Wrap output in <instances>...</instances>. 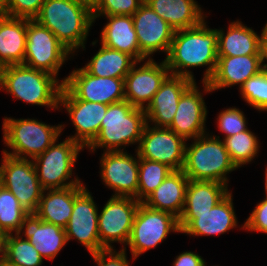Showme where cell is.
I'll return each instance as SVG.
<instances>
[{
  "mask_svg": "<svg viewBox=\"0 0 267 266\" xmlns=\"http://www.w3.org/2000/svg\"><path fill=\"white\" fill-rule=\"evenodd\" d=\"M205 20L192 28L175 30L170 49L164 59L171 75L183 76L195 81L192 67L208 66L202 82L214 75L218 60L217 29H210Z\"/></svg>",
  "mask_w": 267,
  "mask_h": 266,
  "instance_id": "cell-1",
  "label": "cell"
},
{
  "mask_svg": "<svg viewBox=\"0 0 267 266\" xmlns=\"http://www.w3.org/2000/svg\"><path fill=\"white\" fill-rule=\"evenodd\" d=\"M35 20L48 28L74 55L85 50L94 20L92 9L76 0H45Z\"/></svg>",
  "mask_w": 267,
  "mask_h": 266,
  "instance_id": "cell-2",
  "label": "cell"
},
{
  "mask_svg": "<svg viewBox=\"0 0 267 266\" xmlns=\"http://www.w3.org/2000/svg\"><path fill=\"white\" fill-rule=\"evenodd\" d=\"M57 78L24 64L8 65L0 72V90H5L22 102L59 110L63 83Z\"/></svg>",
  "mask_w": 267,
  "mask_h": 266,
  "instance_id": "cell-3",
  "label": "cell"
},
{
  "mask_svg": "<svg viewBox=\"0 0 267 266\" xmlns=\"http://www.w3.org/2000/svg\"><path fill=\"white\" fill-rule=\"evenodd\" d=\"M146 124L144 109L134 107L126 100L109 104L98 135L86 148L91 152L97 148L124 151L126 145H139Z\"/></svg>",
  "mask_w": 267,
  "mask_h": 266,
  "instance_id": "cell-4",
  "label": "cell"
},
{
  "mask_svg": "<svg viewBox=\"0 0 267 266\" xmlns=\"http://www.w3.org/2000/svg\"><path fill=\"white\" fill-rule=\"evenodd\" d=\"M185 146L184 174L189 180L215 181L228 186L227 174L238 169L232 162L220 136L209 132Z\"/></svg>",
  "mask_w": 267,
  "mask_h": 266,
  "instance_id": "cell-5",
  "label": "cell"
},
{
  "mask_svg": "<svg viewBox=\"0 0 267 266\" xmlns=\"http://www.w3.org/2000/svg\"><path fill=\"white\" fill-rule=\"evenodd\" d=\"M65 125L45 124L36 119L4 117L3 141L11 149L2 152L24 159H34L47 150L59 138Z\"/></svg>",
  "mask_w": 267,
  "mask_h": 266,
  "instance_id": "cell-6",
  "label": "cell"
},
{
  "mask_svg": "<svg viewBox=\"0 0 267 266\" xmlns=\"http://www.w3.org/2000/svg\"><path fill=\"white\" fill-rule=\"evenodd\" d=\"M57 142H59L58 139L33 159L41 187L45 190L83 185L79 177L76 176L73 179L72 176L79 152L84 148L69 137L62 142Z\"/></svg>",
  "mask_w": 267,
  "mask_h": 266,
  "instance_id": "cell-7",
  "label": "cell"
},
{
  "mask_svg": "<svg viewBox=\"0 0 267 266\" xmlns=\"http://www.w3.org/2000/svg\"><path fill=\"white\" fill-rule=\"evenodd\" d=\"M170 232L181 233L177 217L140 203L134 217L130 238L124 250L128 245L132 259L135 260L149 249L156 248Z\"/></svg>",
  "mask_w": 267,
  "mask_h": 266,
  "instance_id": "cell-8",
  "label": "cell"
},
{
  "mask_svg": "<svg viewBox=\"0 0 267 266\" xmlns=\"http://www.w3.org/2000/svg\"><path fill=\"white\" fill-rule=\"evenodd\" d=\"M69 55L72 53L48 28L35 19H27L24 65L57 77Z\"/></svg>",
  "mask_w": 267,
  "mask_h": 266,
  "instance_id": "cell-9",
  "label": "cell"
},
{
  "mask_svg": "<svg viewBox=\"0 0 267 266\" xmlns=\"http://www.w3.org/2000/svg\"><path fill=\"white\" fill-rule=\"evenodd\" d=\"M2 155L1 185L13 193L25 210L35 213L44 189L38 180L33 160L16 158L5 153Z\"/></svg>",
  "mask_w": 267,
  "mask_h": 266,
  "instance_id": "cell-10",
  "label": "cell"
},
{
  "mask_svg": "<svg viewBox=\"0 0 267 266\" xmlns=\"http://www.w3.org/2000/svg\"><path fill=\"white\" fill-rule=\"evenodd\" d=\"M139 202L131 197H110L98 214V232L101 246L113 249L112 243L123 244L130 238Z\"/></svg>",
  "mask_w": 267,
  "mask_h": 266,
  "instance_id": "cell-11",
  "label": "cell"
},
{
  "mask_svg": "<svg viewBox=\"0 0 267 266\" xmlns=\"http://www.w3.org/2000/svg\"><path fill=\"white\" fill-rule=\"evenodd\" d=\"M86 185L75 186L73 211L64 228L68 242L77 239L90 254L104 250L98 232L99 210Z\"/></svg>",
  "mask_w": 267,
  "mask_h": 266,
  "instance_id": "cell-12",
  "label": "cell"
},
{
  "mask_svg": "<svg viewBox=\"0 0 267 266\" xmlns=\"http://www.w3.org/2000/svg\"><path fill=\"white\" fill-rule=\"evenodd\" d=\"M186 140L165 127L146 124L136 149L140 158L166 164L172 170H182Z\"/></svg>",
  "mask_w": 267,
  "mask_h": 266,
  "instance_id": "cell-13",
  "label": "cell"
},
{
  "mask_svg": "<svg viewBox=\"0 0 267 266\" xmlns=\"http://www.w3.org/2000/svg\"><path fill=\"white\" fill-rule=\"evenodd\" d=\"M125 151H104L101 160V179L113 190L112 197H131L137 200L139 156Z\"/></svg>",
  "mask_w": 267,
  "mask_h": 266,
  "instance_id": "cell-14",
  "label": "cell"
},
{
  "mask_svg": "<svg viewBox=\"0 0 267 266\" xmlns=\"http://www.w3.org/2000/svg\"><path fill=\"white\" fill-rule=\"evenodd\" d=\"M61 82L79 100L105 105L125 100L124 78L93 76L82 67Z\"/></svg>",
  "mask_w": 267,
  "mask_h": 266,
  "instance_id": "cell-15",
  "label": "cell"
},
{
  "mask_svg": "<svg viewBox=\"0 0 267 266\" xmlns=\"http://www.w3.org/2000/svg\"><path fill=\"white\" fill-rule=\"evenodd\" d=\"M58 106L59 110L60 106L65 107L76 130L75 135L68 137L87 147L98 135L108 105L79 100L63 85Z\"/></svg>",
  "mask_w": 267,
  "mask_h": 266,
  "instance_id": "cell-16",
  "label": "cell"
},
{
  "mask_svg": "<svg viewBox=\"0 0 267 266\" xmlns=\"http://www.w3.org/2000/svg\"><path fill=\"white\" fill-rule=\"evenodd\" d=\"M181 233L195 236L221 235L238 225L232 191L205 213H182L179 217Z\"/></svg>",
  "mask_w": 267,
  "mask_h": 266,
  "instance_id": "cell-17",
  "label": "cell"
},
{
  "mask_svg": "<svg viewBox=\"0 0 267 266\" xmlns=\"http://www.w3.org/2000/svg\"><path fill=\"white\" fill-rule=\"evenodd\" d=\"M143 62L139 67L138 63L141 62L138 61L132 66L124 78V89L126 101L134 107L145 109L170 71L164 60L160 64L153 58Z\"/></svg>",
  "mask_w": 267,
  "mask_h": 266,
  "instance_id": "cell-18",
  "label": "cell"
},
{
  "mask_svg": "<svg viewBox=\"0 0 267 266\" xmlns=\"http://www.w3.org/2000/svg\"><path fill=\"white\" fill-rule=\"evenodd\" d=\"M140 52L147 58L156 52L168 53L175 29L145 2L132 15Z\"/></svg>",
  "mask_w": 267,
  "mask_h": 266,
  "instance_id": "cell-19",
  "label": "cell"
},
{
  "mask_svg": "<svg viewBox=\"0 0 267 266\" xmlns=\"http://www.w3.org/2000/svg\"><path fill=\"white\" fill-rule=\"evenodd\" d=\"M196 81L182 94L168 127L186 141L206 134L207 106Z\"/></svg>",
  "mask_w": 267,
  "mask_h": 266,
  "instance_id": "cell-20",
  "label": "cell"
},
{
  "mask_svg": "<svg viewBox=\"0 0 267 266\" xmlns=\"http://www.w3.org/2000/svg\"><path fill=\"white\" fill-rule=\"evenodd\" d=\"M262 70V55L218 56L213 77L208 82H202L203 91L210 93L238 84L240 89L249 78Z\"/></svg>",
  "mask_w": 267,
  "mask_h": 266,
  "instance_id": "cell-21",
  "label": "cell"
},
{
  "mask_svg": "<svg viewBox=\"0 0 267 266\" xmlns=\"http://www.w3.org/2000/svg\"><path fill=\"white\" fill-rule=\"evenodd\" d=\"M194 82L187 77L170 74L144 109L147 123L168 128L173 122L179 99Z\"/></svg>",
  "mask_w": 267,
  "mask_h": 266,
  "instance_id": "cell-22",
  "label": "cell"
},
{
  "mask_svg": "<svg viewBox=\"0 0 267 266\" xmlns=\"http://www.w3.org/2000/svg\"><path fill=\"white\" fill-rule=\"evenodd\" d=\"M18 234L25 236L43 258L50 260H54L68 242L64 228L42 221L35 213L23 220Z\"/></svg>",
  "mask_w": 267,
  "mask_h": 266,
  "instance_id": "cell-23",
  "label": "cell"
},
{
  "mask_svg": "<svg viewBox=\"0 0 267 266\" xmlns=\"http://www.w3.org/2000/svg\"><path fill=\"white\" fill-rule=\"evenodd\" d=\"M188 183L189 178L183 170H173L142 203L179 219L184 208Z\"/></svg>",
  "mask_w": 267,
  "mask_h": 266,
  "instance_id": "cell-24",
  "label": "cell"
},
{
  "mask_svg": "<svg viewBox=\"0 0 267 266\" xmlns=\"http://www.w3.org/2000/svg\"><path fill=\"white\" fill-rule=\"evenodd\" d=\"M105 18L108 22L100 33L101 44L127 53L138 62L146 60L147 58L140 52L132 16L112 15L105 16Z\"/></svg>",
  "mask_w": 267,
  "mask_h": 266,
  "instance_id": "cell-25",
  "label": "cell"
},
{
  "mask_svg": "<svg viewBox=\"0 0 267 266\" xmlns=\"http://www.w3.org/2000/svg\"><path fill=\"white\" fill-rule=\"evenodd\" d=\"M264 29L258 35L252 28L236 20L229 24L227 33L217 29L218 56L262 55L261 45Z\"/></svg>",
  "mask_w": 267,
  "mask_h": 266,
  "instance_id": "cell-26",
  "label": "cell"
},
{
  "mask_svg": "<svg viewBox=\"0 0 267 266\" xmlns=\"http://www.w3.org/2000/svg\"><path fill=\"white\" fill-rule=\"evenodd\" d=\"M175 30L192 28L207 17L195 0H145Z\"/></svg>",
  "mask_w": 267,
  "mask_h": 266,
  "instance_id": "cell-27",
  "label": "cell"
},
{
  "mask_svg": "<svg viewBox=\"0 0 267 266\" xmlns=\"http://www.w3.org/2000/svg\"><path fill=\"white\" fill-rule=\"evenodd\" d=\"M27 19L17 17L0 18V63L23 64L26 50Z\"/></svg>",
  "mask_w": 267,
  "mask_h": 266,
  "instance_id": "cell-28",
  "label": "cell"
},
{
  "mask_svg": "<svg viewBox=\"0 0 267 266\" xmlns=\"http://www.w3.org/2000/svg\"><path fill=\"white\" fill-rule=\"evenodd\" d=\"M74 200L75 186L45 189L35 214L46 223L65 228L73 211Z\"/></svg>",
  "mask_w": 267,
  "mask_h": 266,
  "instance_id": "cell-29",
  "label": "cell"
},
{
  "mask_svg": "<svg viewBox=\"0 0 267 266\" xmlns=\"http://www.w3.org/2000/svg\"><path fill=\"white\" fill-rule=\"evenodd\" d=\"M228 193L226 184L215 181L189 180L182 213L208 212Z\"/></svg>",
  "mask_w": 267,
  "mask_h": 266,
  "instance_id": "cell-30",
  "label": "cell"
},
{
  "mask_svg": "<svg viewBox=\"0 0 267 266\" xmlns=\"http://www.w3.org/2000/svg\"><path fill=\"white\" fill-rule=\"evenodd\" d=\"M136 62L127 53L101 45L98 52L83 68L97 77L125 78Z\"/></svg>",
  "mask_w": 267,
  "mask_h": 266,
  "instance_id": "cell-31",
  "label": "cell"
},
{
  "mask_svg": "<svg viewBox=\"0 0 267 266\" xmlns=\"http://www.w3.org/2000/svg\"><path fill=\"white\" fill-rule=\"evenodd\" d=\"M257 138L249 129L230 137H224L225 148L238 169L258 156L260 146Z\"/></svg>",
  "mask_w": 267,
  "mask_h": 266,
  "instance_id": "cell-32",
  "label": "cell"
},
{
  "mask_svg": "<svg viewBox=\"0 0 267 266\" xmlns=\"http://www.w3.org/2000/svg\"><path fill=\"white\" fill-rule=\"evenodd\" d=\"M172 171L166 164L139 157L137 200L142 203Z\"/></svg>",
  "mask_w": 267,
  "mask_h": 266,
  "instance_id": "cell-33",
  "label": "cell"
},
{
  "mask_svg": "<svg viewBox=\"0 0 267 266\" xmlns=\"http://www.w3.org/2000/svg\"><path fill=\"white\" fill-rule=\"evenodd\" d=\"M43 257L28 239L18 233L6 238L5 261L13 266H41Z\"/></svg>",
  "mask_w": 267,
  "mask_h": 266,
  "instance_id": "cell-34",
  "label": "cell"
},
{
  "mask_svg": "<svg viewBox=\"0 0 267 266\" xmlns=\"http://www.w3.org/2000/svg\"><path fill=\"white\" fill-rule=\"evenodd\" d=\"M29 214L13 193L0 185V230L7 235L18 233L23 220Z\"/></svg>",
  "mask_w": 267,
  "mask_h": 266,
  "instance_id": "cell-35",
  "label": "cell"
},
{
  "mask_svg": "<svg viewBox=\"0 0 267 266\" xmlns=\"http://www.w3.org/2000/svg\"><path fill=\"white\" fill-rule=\"evenodd\" d=\"M239 90L248 105L258 111H267V71L262 70L249 78Z\"/></svg>",
  "mask_w": 267,
  "mask_h": 266,
  "instance_id": "cell-36",
  "label": "cell"
},
{
  "mask_svg": "<svg viewBox=\"0 0 267 266\" xmlns=\"http://www.w3.org/2000/svg\"><path fill=\"white\" fill-rule=\"evenodd\" d=\"M145 0H97L92 9L93 20L100 16L133 15Z\"/></svg>",
  "mask_w": 267,
  "mask_h": 266,
  "instance_id": "cell-37",
  "label": "cell"
},
{
  "mask_svg": "<svg viewBox=\"0 0 267 266\" xmlns=\"http://www.w3.org/2000/svg\"><path fill=\"white\" fill-rule=\"evenodd\" d=\"M217 127L225 137L233 136L248 129L244 112L236 107L222 110L216 118Z\"/></svg>",
  "mask_w": 267,
  "mask_h": 266,
  "instance_id": "cell-38",
  "label": "cell"
},
{
  "mask_svg": "<svg viewBox=\"0 0 267 266\" xmlns=\"http://www.w3.org/2000/svg\"><path fill=\"white\" fill-rule=\"evenodd\" d=\"M45 0H8L10 17L35 19Z\"/></svg>",
  "mask_w": 267,
  "mask_h": 266,
  "instance_id": "cell-39",
  "label": "cell"
},
{
  "mask_svg": "<svg viewBox=\"0 0 267 266\" xmlns=\"http://www.w3.org/2000/svg\"><path fill=\"white\" fill-rule=\"evenodd\" d=\"M241 229L267 234V197L257 203Z\"/></svg>",
  "mask_w": 267,
  "mask_h": 266,
  "instance_id": "cell-40",
  "label": "cell"
},
{
  "mask_svg": "<svg viewBox=\"0 0 267 266\" xmlns=\"http://www.w3.org/2000/svg\"><path fill=\"white\" fill-rule=\"evenodd\" d=\"M126 250L104 249L90 254L97 266H130Z\"/></svg>",
  "mask_w": 267,
  "mask_h": 266,
  "instance_id": "cell-41",
  "label": "cell"
},
{
  "mask_svg": "<svg viewBox=\"0 0 267 266\" xmlns=\"http://www.w3.org/2000/svg\"><path fill=\"white\" fill-rule=\"evenodd\" d=\"M173 266H206V261L197 253L186 251L176 256Z\"/></svg>",
  "mask_w": 267,
  "mask_h": 266,
  "instance_id": "cell-42",
  "label": "cell"
},
{
  "mask_svg": "<svg viewBox=\"0 0 267 266\" xmlns=\"http://www.w3.org/2000/svg\"><path fill=\"white\" fill-rule=\"evenodd\" d=\"M264 33L262 38V45H261V53H262V67L263 70L267 71V64L265 61L267 60V23L264 26Z\"/></svg>",
  "mask_w": 267,
  "mask_h": 266,
  "instance_id": "cell-43",
  "label": "cell"
},
{
  "mask_svg": "<svg viewBox=\"0 0 267 266\" xmlns=\"http://www.w3.org/2000/svg\"><path fill=\"white\" fill-rule=\"evenodd\" d=\"M6 238L7 234L0 230V261L5 260Z\"/></svg>",
  "mask_w": 267,
  "mask_h": 266,
  "instance_id": "cell-44",
  "label": "cell"
},
{
  "mask_svg": "<svg viewBox=\"0 0 267 266\" xmlns=\"http://www.w3.org/2000/svg\"><path fill=\"white\" fill-rule=\"evenodd\" d=\"M9 16L8 0H0V18Z\"/></svg>",
  "mask_w": 267,
  "mask_h": 266,
  "instance_id": "cell-45",
  "label": "cell"
},
{
  "mask_svg": "<svg viewBox=\"0 0 267 266\" xmlns=\"http://www.w3.org/2000/svg\"><path fill=\"white\" fill-rule=\"evenodd\" d=\"M84 5H87L90 9H93L97 0H76Z\"/></svg>",
  "mask_w": 267,
  "mask_h": 266,
  "instance_id": "cell-46",
  "label": "cell"
},
{
  "mask_svg": "<svg viewBox=\"0 0 267 266\" xmlns=\"http://www.w3.org/2000/svg\"><path fill=\"white\" fill-rule=\"evenodd\" d=\"M265 169H266V170H265V191H266V192H265V193H266V194H265V195H266L265 197H267V166H266Z\"/></svg>",
  "mask_w": 267,
  "mask_h": 266,
  "instance_id": "cell-47",
  "label": "cell"
},
{
  "mask_svg": "<svg viewBox=\"0 0 267 266\" xmlns=\"http://www.w3.org/2000/svg\"><path fill=\"white\" fill-rule=\"evenodd\" d=\"M0 266H13V265H10L9 263H7L5 260L1 262V265Z\"/></svg>",
  "mask_w": 267,
  "mask_h": 266,
  "instance_id": "cell-48",
  "label": "cell"
},
{
  "mask_svg": "<svg viewBox=\"0 0 267 266\" xmlns=\"http://www.w3.org/2000/svg\"><path fill=\"white\" fill-rule=\"evenodd\" d=\"M3 68L4 66L0 63V72L2 71Z\"/></svg>",
  "mask_w": 267,
  "mask_h": 266,
  "instance_id": "cell-49",
  "label": "cell"
}]
</instances>
